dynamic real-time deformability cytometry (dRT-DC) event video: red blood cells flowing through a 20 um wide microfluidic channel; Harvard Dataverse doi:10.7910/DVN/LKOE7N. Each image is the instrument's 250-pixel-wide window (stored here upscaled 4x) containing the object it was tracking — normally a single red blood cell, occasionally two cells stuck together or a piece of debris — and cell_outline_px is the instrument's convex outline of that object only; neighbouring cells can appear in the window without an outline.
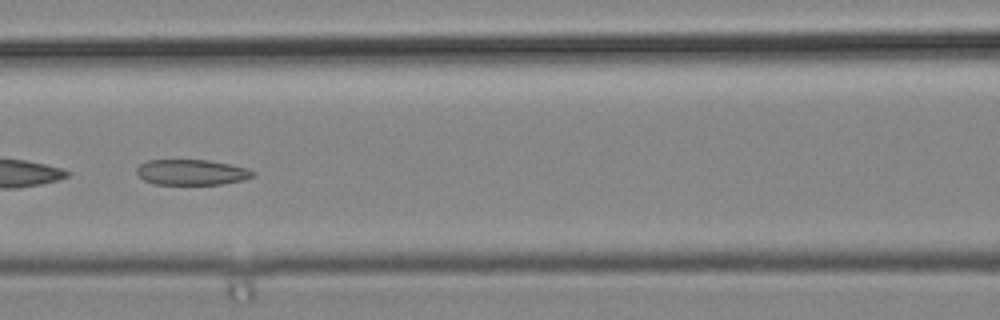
{"species": "common noctule bat (a hibernating species)", "species_latin": "Nyctalus noctula", "temperature_condition": "cold", "stored_images_in_passage": 33, "camera_frame_rate_fps": 3000, "um_per_image_px": 0.085, "animal": {"sex": "male", "body_mass_g": 19.2, "forearm_length_mm": 51.8}, "frame": {"image": 1, "passage_image": 13, "time_ms": 4.0, "image_size_px": [1000, 320], "cell_outline_px": [[256, 172], [252, 176], [244, 180], [220, 184], [156, 184], [144, 180], [136, 172], [136, 168], [140, 164], [148, 160], [208, 160], [248, 168]], "centroid_in_image_um": [16.29, 14.64], "position_along_channel_um": 150.3, "area_um2": 17.17}}
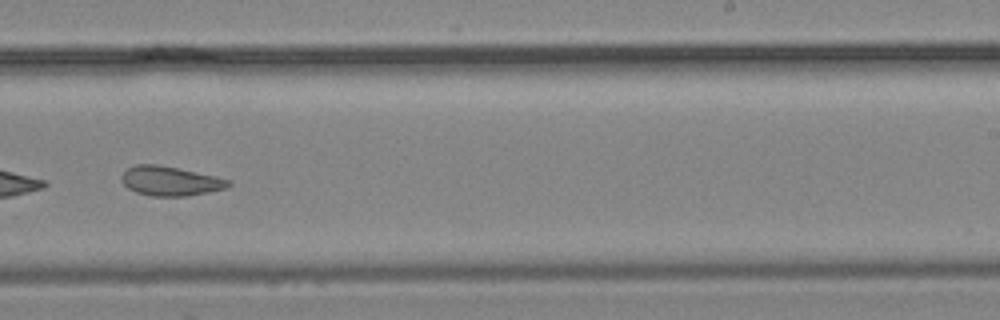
{"frame": {"image": 2, "passage_image": 22, "time_ms": 7.0, "image_size_px": [1000, 320], "cell_outline_px": [[232, 184], [228, 188], [188, 196], [152, 196], [136, 192], [128, 188], [120, 180], [120, 176], [128, 168], [136, 164], [156, 164], [216, 176], [232, 180]], "centroid_in_image_um": [14.49, 15.39], "position_along_channel_um": 274.5, "area_um2": 18.38}}
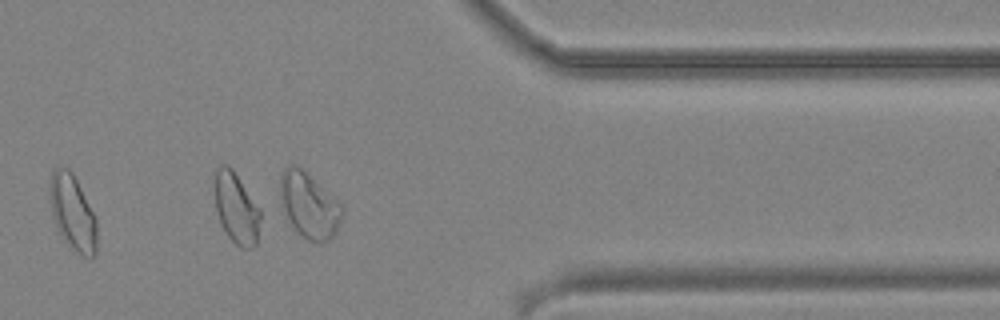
{"frame": {"image": 3, "passage_image": 31, "time_ms": 10.0, "image_size_px": [1000, 320], "cell_outline_px": [[96, 252], [92, 256], [84, 256], [76, 252], [64, 240], [56, 228], [52, 216], [48, 192], [52, 168], [68, 168], [72, 172], [96, 220]], "centroid_in_image_um": [6.12, 18.06], "position_along_channel_um": 405.3, "area_um2": 20.46}}